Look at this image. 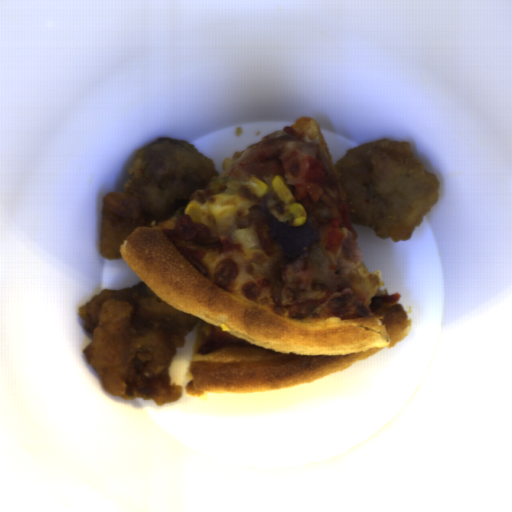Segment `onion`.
I'll use <instances>...</instances> for the list:
<instances>
[{
  "mask_svg": "<svg viewBox=\"0 0 512 512\" xmlns=\"http://www.w3.org/2000/svg\"><path fill=\"white\" fill-rule=\"evenodd\" d=\"M195 244L202 247H211V246H218L220 245V241L217 238L214 239H200V238H194L191 239Z\"/></svg>",
  "mask_w": 512,
  "mask_h": 512,
  "instance_id": "obj_2",
  "label": "onion"
},
{
  "mask_svg": "<svg viewBox=\"0 0 512 512\" xmlns=\"http://www.w3.org/2000/svg\"><path fill=\"white\" fill-rule=\"evenodd\" d=\"M265 224L276 247L290 258L301 257L308 253L321 238L312 217L306 216V221L302 225H294L293 218L281 222L275 215L269 213Z\"/></svg>",
  "mask_w": 512,
  "mask_h": 512,
  "instance_id": "obj_1",
  "label": "onion"
}]
</instances>
